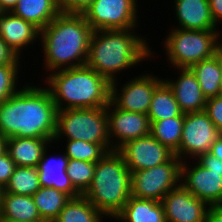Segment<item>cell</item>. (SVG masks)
Segmentation results:
<instances>
[{
	"mask_svg": "<svg viewBox=\"0 0 222 222\" xmlns=\"http://www.w3.org/2000/svg\"><path fill=\"white\" fill-rule=\"evenodd\" d=\"M190 69L195 74L206 99L222 95L219 50L215 56L192 65Z\"/></svg>",
	"mask_w": 222,
	"mask_h": 222,
	"instance_id": "cb8c5ba5",
	"label": "cell"
},
{
	"mask_svg": "<svg viewBox=\"0 0 222 222\" xmlns=\"http://www.w3.org/2000/svg\"><path fill=\"white\" fill-rule=\"evenodd\" d=\"M2 191H3V189L0 187V199H1Z\"/></svg>",
	"mask_w": 222,
	"mask_h": 222,
	"instance_id": "ee69618b",
	"label": "cell"
},
{
	"mask_svg": "<svg viewBox=\"0 0 222 222\" xmlns=\"http://www.w3.org/2000/svg\"><path fill=\"white\" fill-rule=\"evenodd\" d=\"M21 59L17 57L0 36V65L20 64L21 62L23 63Z\"/></svg>",
	"mask_w": 222,
	"mask_h": 222,
	"instance_id": "d590c367",
	"label": "cell"
},
{
	"mask_svg": "<svg viewBox=\"0 0 222 222\" xmlns=\"http://www.w3.org/2000/svg\"><path fill=\"white\" fill-rule=\"evenodd\" d=\"M40 188L37 167L16 166L3 190L7 193L32 196Z\"/></svg>",
	"mask_w": 222,
	"mask_h": 222,
	"instance_id": "f1b7e54d",
	"label": "cell"
},
{
	"mask_svg": "<svg viewBox=\"0 0 222 222\" xmlns=\"http://www.w3.org/2000/svg\"><path fill=\"white\" fill-rule=\"evenodd\" d=\"M43 85L51 93L57 110L106 107L111 83L86 65L53 71Z\"/></svg>",
	"mask_w": 222,
	"mask_h": 222,
	"instance_id": "277c9868",
	"label": "cell"
},
{
	"mask_svg": "<svg viewBox=\"0 0 222 222\" xmlns=\"http://www.w3.org/2000/svg\"><path fill=\"white\" fill-rule=\"evenodd\" d=\"M22 67V63L0 65V104L7 101L23 87L19 80V77H22L20 76Z\"/></svg>",
	"mask_w": 222,
	"mask_h": 222,
	"instance_id": "1f68e13d",
	"label": "cell"
},
{
	"mask_svg": "<svg viewBox=\"0 0 222 222\" xmlns=\"http://www.w3.org/2000/svg\"><path fill=\"white\" fill-rule=\"evenodd\" d=\"M116 151L125 160L130 172L153 168L175 156L151 134L125 142Z\"/></svg>",
	"mask_w": 222,
	"mask_h": 222,
	"instance_id": "4fadbf2b",
	"label": "cell"
},
{
	"mask_svg": "<svg viewBox=\"0 0 222 222\" xmlns=\"http://www.w3.org/2000/svg\"><path fill=\"white\" fill-rule=\"evenodd\" d=\"M6 138L0 134V155L6 151Z\"/></svg>",
	"mask_w": 222,
	"mask_h": 222,
	"instance_id": "60d3db41",
	"label": "cell"
},
{
	"mask_svg": "<svg viewBox=\"0 0 222 222\" xmlns=\"http://www.w3.org/2000/svg\"><path fill=\"white\" fill-rule=\"evenodd\" d=\"M0 222H16V221L0 216Z\"/></svg>",
	"mask_w": 222,
	"mask_h": 222,
	"instance_id": "7bdbcfd3",
	"label": "cell"
},
{
	"mask_svg": "<svg viewBox=\"0 0 222 222\" xmlns=\"http://www.w3.org/2000/svg\"><path fill=\"white\" fill-rule=\"evenodd\" d=\"M32 197L44 222H53L71 199L66 193L52 187H41Z\"/></svg>",
	"mask_w": 222,
	"mask_h": 222,
	"instance_id": "4316f807",
	"label": "cell"
},
{
	"mask_svg": "<svg viewBox=\"0 0 222 222\" xmlns=\"http://www.w3.org/2000/svg\"><path fill=\"white\" fill-rule=\"evenodd\" d=\"M220 134L204 110L185 113L180 146L174 154L181 161H186L210 153Z\"/></svg>",
	"mask_w": 222,
	"mask_h": 222,
	"instance_id": "7c38bea8",
	"label": "cell"
},
{
	"mask_svg": "<svg viewBox=\"0 0 222 222\" xmlns=\"http://www.w3.org/2000/svg\"><path fill=\"white\" fill-rule=\"evenodd\" d=\"M16 165L7 151L0 155V187L2 189L9 183Z\"/></svg>",
	"mask_w": 222,
	"mask_h": 222,
	"instance_id": "836d02e7",
	"label": "cell"
},
{
	"mask_svg": "<svg viewBox=\"0 0 222 222\" xmlns=\"http://www.w3.org/2000/svg\"><path fill=\"white\" fill-rule=\"evenodd\" d=\"M96 163L82 160L69 159L67 165V174L73 187L83 195L90 187L95 170Z\"/></svg>",
	"mask_w": 222,
	"mask_h": 222,
	"instance_id": "4dcf8cb0",
	"label": "cell"
},
{
	"mask_svg": "<svg viewBox=\"0 0 222 222\" xmlns=\"http://www.w3.org/2000/svg\"><path fill=\"white\" fill-rule=\"evenodd\" d=\"M204 111L222 133V95L207 99Z\"/></svg>",
	"mask_w": 222,
	"mask_h": 222,
	"instance_id": "d6a6232c",
	"label": "cell"
},
{
	"mask_svg": "<svg viewBox=\"0 0 222 222\" xmlns=\"http://www.w3.org/2000/svg\"><path fill=\"white\" fill-rule=\"evenodd\" d=\"M96 0H58L61 12L82 14Z\"/></svg>",
	"mask_w": 222,
	"mask_h": 222,
	"instance_id": "e575fe53",
	"label": "cell"
},
{
	"mask_svg": "<svg viewBox=\"0 0 222 222\" xmlns=\"http://www.w3.org/2000/svg\"><path fill=\"white\" fill-rule=\"evenodd\" d=\"M180 184L209 205L222 204V161L210 153L199 155L192 162L182 161Z\"/></svg>",
	"mask_w": 222,
	"mask_h": 222,
	"instance_id": "ba28073f",
	"label": "cell"
},
{
	"mask_svg": "<svg viewBox=\"0 0 222 222\" xmlns=\"http://www.w3.org/2000/svg\"><path fill=\"white\" fill-rule=\"evenodd\" d=\"M130 78H127L126 83L124 80L122 81L124 83L120 82V79L119 82L118 80L111 82L110 101L121 110L147 114L153 92L163 81V76L145 70L138 76Z\"/></svg>",
	"mask_w": 222,
	"mask_h": 222,
	"instance_id": "8fae6325",
	"label": "cell"
},
{
	"mask_svg": "<svg viewBox=\"0 0 222 222\" xmlns=\"http://www.w3.org/2000/svg\"><path fill=\"white\" fill-rule=\"evenodd\" d=\"M3 14V10L0 8V16Z\"/></svg>",
	"mask_w": 222,
	"mask_h": 222,
	"instance_id": "f6af8a7d",
	"label": "cell"
},
{
	"mask_svg": "<svg viewBox=\"0 0 222 222\" xmlns=\"http://www.w3.org/2000/svg\"><path fill=\"white\" fill-rule=\"evenodd\" d=\"M65 151H62L69 159L87 162H98L107 152L102 144L90 143L83 140H65Z\"/></svg>",
	"mask_w": 222,
	"mask_h": 222,
	"instance_id": "f546056e",
	"label": "cell"
},
{
	"mask_svg": "<svg viewBox=\"0 0 222 222\" xmlns=\"http://www.w3.org/2000/svg\"><path fill=\"white\" fill-rule=\"evenodd\" d=\"M212 18L215 24L222 27V0H208Z\"/></svg>",
	"mask_w": 222,
	"mask_h": 222,
	"instance_id": "8d00e7d4",
	"label": "cell"
},
{
	"mask_svg": "<svg viewBox=\"0 0 222 222\" xmlns=\"http://www.w3.org/2000/svg\"><path fill=\"white\" fill-rule=\"evenodd\" d=\"M52 141L42 138L11 137L6 140V151L20 167H37L43 152Z\"/></svg>",
	"mask_w": 222,
	"mask_h": 222,
	"instance_id": "ffe728a7",
	"label": "cell"
},
{
	"mask_svg": "<svg viewBox=\"0 0 222 222\" xmlns=\"http://www.w3.org/2000/svg\"><path fill=\"white\" fill-rule=\"evenodd\" d=\"M11 12L41 31L61 13V9L58 0H18Z\"/></svg>",
	"mask_w": 222,
	"mask_h": 222,
	"instance_id": "44dd1931",
	"label": "cell"
},
{
	"mask_svg": "<svg viewBox=\"0 0 222 222\" xmlns=\"http://www.w3.org/2000/svg\"><path fill=\"white\" fill-rule=\"evenodd\" d=\"M138 29L93 31L85 65L111 83L122 79L123 71L130 72L145 60H155L156 52L149 44L151 41L139 34Z\"/></svg>",
	"mask_w": 222,
	"mask_h": 222,
	"instance_id": "7a4b0ae2",
	"label": "cell"
},
{
	"mask_svg": "<svg viewBox=\"0 0 222 222\" xmlns=\"http://www.w3.org/2000/svg\"><path fill=\"white\" fill-rule=\"evenodd\" d=\"M147 116L150 122L184 116L174 97L172 89L164 80L153 92Z\"/></svg>",
	"mask_w": 222,
	"mask_h": 222,
	"instance_id": "d4e9b609",
	"label": "cell"
},
{
	"mask_svg": "<svg viewBox=\"0 0 222 222\" xmlns=\"http://www.w3.org/2000/svg\"><path fill=\"white\" fill-rule=\"evenodd\" d=\"M0 216L16 222H44L32 196L7 193L4 190L0 199Z\"/></svg>",
	"mask_w": 222,
	"mask_h": 222,
	"instance_id": "603a6c76",
	"label": "cell"
},
{
	"mask_svg": "<svg viewBox=\"0 0 222 222\" xmlns=\"http://www.w3.org/2000/svg\"><path fill=\"white\" fill-rule=\"evenodd\" d=\"M52 144L54 145L52 142L47 146L37 165L40 186L55 188L66 193L71 198L80 196L81 194L73 187L66 171L69 158L64 152L57 154L54 151V154L50 155L49 153L53 151L52 149H55V145L52 148Z\"/></svg>",
	"mask_w": 222,
	"mask_h": 222,
	"instance_id": "2e32d148",
	"label": "cell"
},
{
	"mask_svg": "<svg viewBox=\"0 0 222 222\" xmlns=\"http://www.w3.org/2000/svg\"><path fill=\"white\" fill-rule=\"evenodd\" d=\"M0 36L17 57L24 60L23 51L33 49V45L39 43L40 30L12 12H3L0 16Z\"/></svg>",
	"mask_w": 222,
	"mask_h": 222,
	"instance_id": "e0dca14e",
	"label": "cell"
},
{
	"mask_svg": "<svg viewBox=\"0 0 222 222\" xmlns=\"http://www.w3.org/2000/svg\"><path fill=\"white\" fill-rule=\"evenodd\" d=\"M178 76L164 77L163 80L172 89L174 97L181 111L185 113L199 112L205 109L206 97L204 96L195 74L190 68H173Z\"/></svg>",
	"mask_w": 222,
	"mask_h": 222,
	"instance_id": "ac0fdd59",
	"label": "cell"
},
{
	"mask_svg": "<svg viewBox=\"0 0 222 222\" xmlns=\"http://www.w3.org/2000/svg\"><path fill=\"white\" fill-rule=\"evenodd\" d=\"M106 111L108 135L113 150H117L125 142L150 134L151 124L147 114L121 110L111 101L106 106Z\"/></svg>",
	"mask_w": 222,
	"mask_h": 222,
	"instance_id": "5bb4252c",
	"label": "cell"
},
{
	"mask_svg": "<svg viewBox=\"0 0 222 222\" xmlns=\"http://www.w3.org/2000/svg\"><path fill=\"white\" fill-rule=\"evenodd\" d=\"M150 124V134L175 153L182 138L184 116L158 120Z\"/></svg>",
	"mask_w": 222,
	"mask_h": 222,
	"instance_id": "83f0119b",
	"label": "cell"
},
{
	"mask_svg": "<svg viewBox=\"0 0 222 222\" xmlns=\"http://www.w3.org/2000/svg\"><path fill=\"white\" fill-rule=\"evenodd\" d=\"M83 195L108 221L122 210L131 197V172L116 150L96 162L92 183Z\"/></svg>",
	"mask_w": 222,
	"mask_h": 222,
	"instance_id": "5b68a950",
	"label": "cell"
},
{
	"mask_svg": "<svg viewBox=\"0 0 222 222\" xmlns=\"http://www.w3.org/2000/svg\"><path fill=\"white\" fill-rule=\"evenodd\" d=\"M206 222H222V204L210 205Z\"/></svg>",
	"mask_w": 222,
	"mask_h": 222,
	"instance_id": "74e56055",
	"label": "cell"
},
{
	"mask_svg": "<svg viewBox=\"0 0 222 222\" xmlns=\"http://www.w3.org/2000/svg\"><path fill=\"white\" fill-rule=\"evenodd\" d=\"M176 25L172 27L186 30L219 29L215 24L208 0H173Z\"/></svg>",
	"mask_w": 222,
	"mask_h": 222,
	"instance_id": "d6986e66",
	"label": "cell"
},
{
	"mask_svg": "<svg viewBox=\"0 0 222 222\" xmlns=\"http://www.w3.org/2000/svg\"><path fill=\"white\" fill-rule=\"evenodd\" d=\"M219 62H220L221 76H222V46L219 48ZM221 87H222V83H221Z\"/></svg>",
	"mask_w": 222,
	"mask_h": 222,
	"instance_id": "b9f144b4",
	"label": "cell"
},
{
	"mask_svg": "<svg viewBox=\"0 0 222 222\" xmlns=\"http://www.w3.org/2000/svg\"><path fill=\"white\" fill-rule=\"evenodd\" d=\"M63 139L102 144L108 151H113L108 135L106 107L57 110L53 143L60 144L57 142L62 143Z\"/></svg>",
	"mask_w": 222,
	"mask_h": 222,
	"instance_id": "52a82bcc",
	"label": "cell"
},
{
	"mask_svg": "<svg viewBox=\"0 0 222 222\" xmlns=\"http://www.w3.org/2000/svg\"><path fill=\"white\" fill-rule=\"evenodd\" d=\"M181 162L174 156L153 168L131 172V196L161 202L170 190L180 185Z\"/></svg>",
	"mask_w": 222,
	"mask_h": 222,
	"instance_id": "9c48e42d",
	"label": "cell"
},
{
	"mask_svg": "<svg viewBox=\"0 0 222 222\" xmlns=\"http://www.w3.org/2000/svg\"><path fill=\"white\" fill-rule=\"evenodd\" d=\"M18 0H0V8L3 12H11L16 6Z\"/></svg>",
	"mask_w": 222,
	"mask_h": 222,
	"instance_id": "ab89813d",
	"label": "cell"
},
{
	"mask_svg": "<svg viewBox=\"0 0 222 222\" xmlns=\"http://www.w3.org/2000/svg\"><path fill=\"white\" fill-rule=\"evenodd\" d=\"M27 83L0 104V134L6 139H49L56 134L57 108L46 87Z\"/></svg>",
	"mask_w": 222,
	"mask_h": 222,
	"instance_id": "6da1fadb",
	"label": "cell"
},
{
	"mask_svg": "<svg viewBox=\"0 0 222 222\" xmlns=\"http://www.w3.org/2000/svg\"><path fill=\"white\" fill-rule=\"evenodd\" d=\"M166 222H206L210 205L181 184L162 199Z\"/></svg>",
	"mask_w": 222,
	"mask_h": 222,
	"instance_id": "9a60e30c",
	"label": "cell"
},
{
	"mask_svg": "<svg viewBox=\"0 0 222 222\" xmlns=\"http://www.w3.org/2000/svg\"><path fill=\"white\" fill-rule=\"evenodd\" d=\"M139 7L138 0H96L82 15L93 31L134 29L141 24Z\"/></svg>",
	"mask_w": 222,
	"mask_h": 222,
	"instance_id": "30bf717a",
	"label": "cell"
},
{
	"mask_svg": "<svg viewBox=\"0 0 222 222\" xmlns=\"http://www.w3.org/2000/svg\"><path fill=\"white\" fill-rule=\"evenodd\" d=\"M210 154L222 161V133L216 138L212 144Z\"/></svg>",
	"mask_w": 222,
	"mask_h": 222,
	"instance_id": "f35d334b",
	"label": "cell"
},
{
	"mask_svg": "<svg viewBox=\"0 0 222 222\" xmlns=\"http://www.w3.org/2000/svg\"><path fill=\"white\" fill-rule=\"evenodd\" d=\"M107 219L84 195L71 198L53 222H103Z\"/></svg>",
	"mask_w": 222,
	"mask_h": 222,
	"instance_id": "484cf974",
	"label": "cell"
},
{
	"mask_svg": "<svg viewBox=\"0 0 222 222\" xmlns=\"http://www.w3.org/2000/svg\"><path fill=\"white\" fill-rule=\"evenodd\" d=\"M93 30L82 14L61 12L40 31L46 73L86 64ZM42 43V44H40Z\"/></svg>",
	"mask_w": 222,
	"mask_h": 222,
	"instance_id": "3957f363",
	"label": "cell"
},
{
	"mask_svg": "<svg viewBox=\"0 0 222 222\" xmlns=\"http://www.w3.org/2000/svg\"><path fill=\"white\" fill-rule=\"evenodd\" d=\"M118 222H166L162 202L130 197L114 217Z\"/></svg>",
	"mask_w": 222,
	"mask_h": 222,
	"instance_id": "7402d4cb",
	"label": "cell"
},
{
	"mask_svg": "<svg viewBox=\"0 0 222 222\" xmlns=\"http://www.w3.org/2000/svg\"><path fill=\"white\" fill-rule=\"evenodd\" d=\"M168 31L161 43L164 44L162 51H165L166 62L172 68H190L215 56L222 46V32L219 29L186 30L171 27Z\"/></svg>",
	"mask_w": 222,
	"mask_h": 222,
	"instance_id": "8992f818",
	"label": "cell"
}]
</instances>
